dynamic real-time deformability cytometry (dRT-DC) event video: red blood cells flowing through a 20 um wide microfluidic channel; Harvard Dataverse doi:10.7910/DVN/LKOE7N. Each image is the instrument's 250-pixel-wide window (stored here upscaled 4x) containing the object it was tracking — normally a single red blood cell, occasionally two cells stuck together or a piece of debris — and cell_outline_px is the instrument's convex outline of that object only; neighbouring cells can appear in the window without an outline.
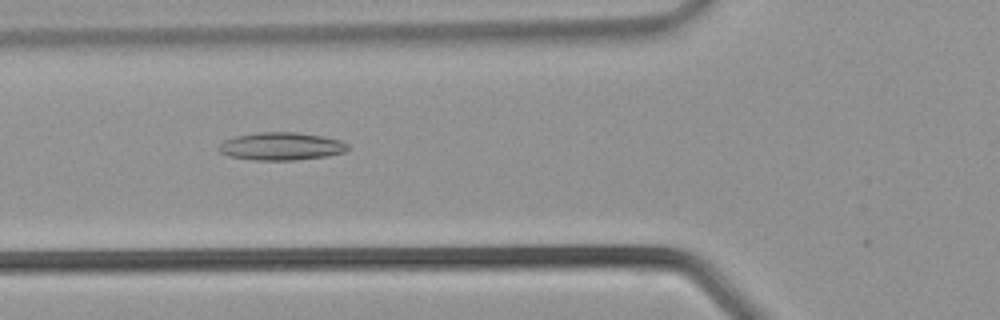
{"species": "common noctule bat (a hibernating species)", "species_latin": "Nyctalus noctula", "temperature_condition": "warm", "stored_images_in_passage": 8, "camera_frame_rate_fps": 3000, "um_per_image_px": 0.085, "animal": {"sex": "male", "body_mass_g": 21.5, "forearm_length_mm": 52.0}, "frame": {"image": 1, "passage_image": 5, "time_ms": 1.333, "image_size_px": [1000, 320], "cell_outline_px": [[348, 148], [344, 152], [324, 156], [292, 160], [252, 160], [228, 156], [220, 152], [220, 144], [224, 140], [236, 136], [260, 132], [296, 132], [324, 136], [340, 140], [348, 144]], "centroid_in_image_um": [23.9, 12.43], "position_along_channel_um": 101.9, "area_um2": 20.75}}
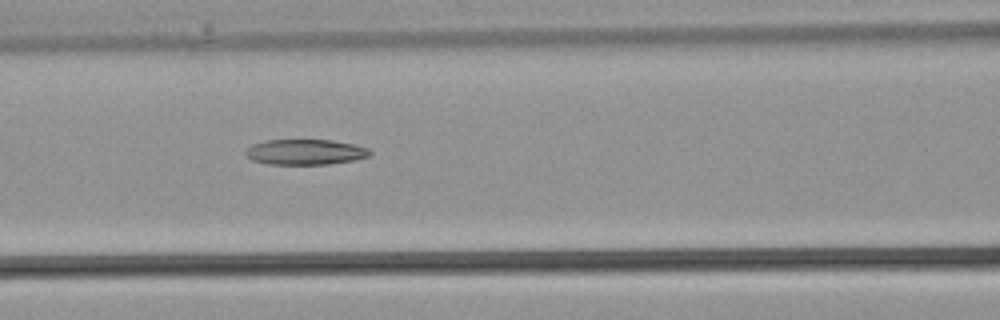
{"frame": {"image": 2, "passage_image": 7, "time_ms": 2.0, "image_size_px": [1000, 320], "cell_outline_px": [[372, 152], [368, 156], [356, 160], [328, 164], [268, 164], [252, 160], [244, 152], [252, 144], [264, 140], [332, 140], [352, 144], [368, 148]], "centroid_in_image_um": [25.95, 12.92], "position_along_channel_um": 140.7, "area_um2": 18.38}}